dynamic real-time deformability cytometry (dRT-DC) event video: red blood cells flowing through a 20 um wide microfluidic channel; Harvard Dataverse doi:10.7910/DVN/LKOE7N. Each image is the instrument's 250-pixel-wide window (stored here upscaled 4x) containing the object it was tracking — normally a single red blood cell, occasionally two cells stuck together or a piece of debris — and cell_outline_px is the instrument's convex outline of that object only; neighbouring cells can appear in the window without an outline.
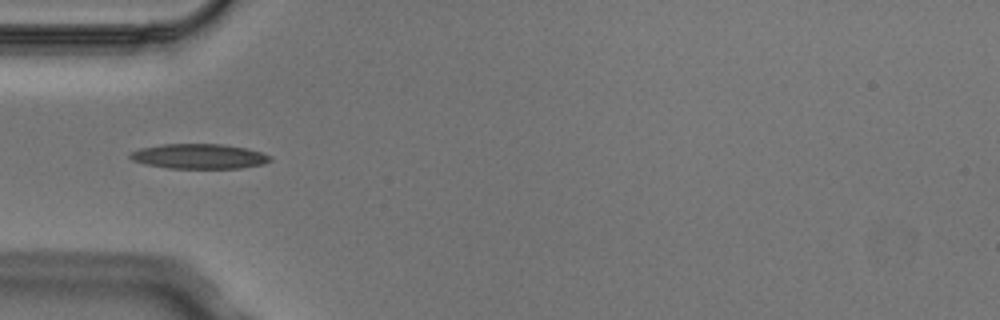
{"species": "Egyptian fruit bat (a non-hibernating species)", "species_latin": "Rousettus aegyptiacus", "temperature_condition": "cold", "stored_images_in_passage": 3, "camera_frame_rate_fps": 3000, "um_per_image_px": 0.085, "animal": {"sex": "male"}, "frame": {"image": 1, "passage_image": 3, "time_ms": 0.667, "image_size_px": [1000, 320], "cell_outline_px": [[272, 160], [264, 164], [240, 168], [168, 168], [144, 164], [132, 160], [128, 156], [132, 152], [140, 148], [160, 144], [224, 144], [248, 148], [272, 156]], "centroid_in_image_um": [16.94, 13.28], "position_along_channel_um": 68.1, "area_um2": 20.46}}